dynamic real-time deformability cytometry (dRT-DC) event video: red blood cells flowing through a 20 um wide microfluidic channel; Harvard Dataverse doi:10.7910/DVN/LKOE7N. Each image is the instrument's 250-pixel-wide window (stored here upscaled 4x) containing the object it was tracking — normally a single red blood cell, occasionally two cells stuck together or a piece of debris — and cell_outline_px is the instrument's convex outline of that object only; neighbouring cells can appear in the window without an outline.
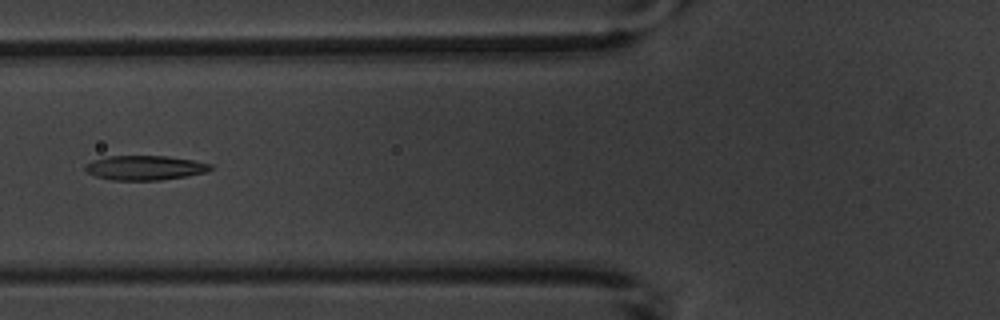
{"species": "common noctule bat (a hibernating species)", "species_latin": "Nyctalus noctula", "temperature_condition": "warm", "stored_images_in_passage": 7, "camera_frame_rate_fps": 3000, "um_per_image_px": 0.085, "animal": {"sex": "male", "body_mass_g": 20.1, "forearm_length_mm": 53.5}, "frame": {"image": 1, "passage_image": 7, "time_ms": 7.667, "image_size_px": [1000, 320], "cell_outline_px": [[212, 168], [208, 172], [188, 176], [160, 180], [112, 180], [96, 176], [88, 172], [84, 168], [92, 160], [108, 156], [164, 156], [192, 160], [212, 164]], "centroid_in_image_um": [12.35, 14.26], "position_along_channel_um": 113.5, "area_um2": 17.8}}